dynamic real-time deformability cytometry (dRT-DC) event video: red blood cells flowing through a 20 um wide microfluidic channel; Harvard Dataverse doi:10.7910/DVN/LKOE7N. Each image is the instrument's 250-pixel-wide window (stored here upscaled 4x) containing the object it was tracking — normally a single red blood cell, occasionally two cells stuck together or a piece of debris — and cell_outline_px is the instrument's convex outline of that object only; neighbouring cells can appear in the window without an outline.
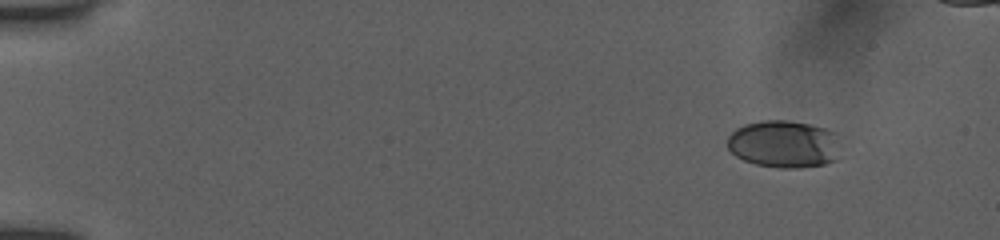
{"species": "human", "species_latin": "Homo sapiens", "temperature_condition": "room temperature", "stored_images_in_passage": 13, "camera_frame_rate_fps": 3000, "um_per_image_px": 0.085, "donor": {"sex": "female"}, "frame": {"image": 1, "passage_image": 4, "time_ms": 1.0, "image_size_px": [1000, 240], "cell_outline_px": [[836, 160], [824, 164], [800, 168], [780, 168], [756, 164], [744, 160], [736, 156], [728, 148], [728, 136], [736, 128], [744, 124], [760, 120], [788, 120], [808, 124], [824, 128], [836, 132]], "centroid_in_image_um": [66.59, 12.24], "position_along_channel_um": 18.4, "area_um2": 31.1}}
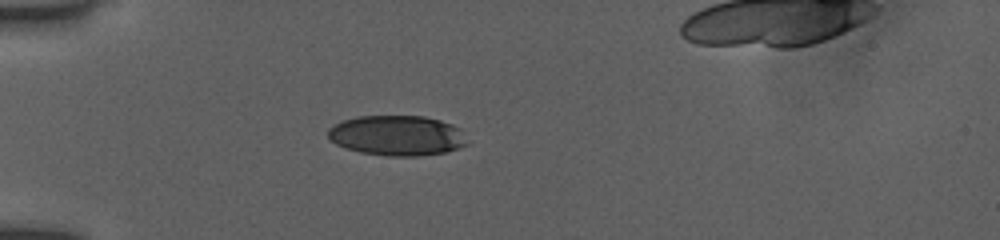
{"frame": {"image": 2, "passage_image": 10, "time_ms": 3.0, "image_size_px": [1000, 240], "cell_outline_px": [[468, 144], [444, 152], [416, 156], [388, 156], [360, 152], [344, 148], [336, 144], [328, 136], [328, 128], [340, 120], [356, 116], [424, 116], [440, 120], [452, 124], [460, 128]], "centroid_in_image_um": [33.71, 11.51], "position_along_channel_um": 51.3, "area_um2": 32.66}}
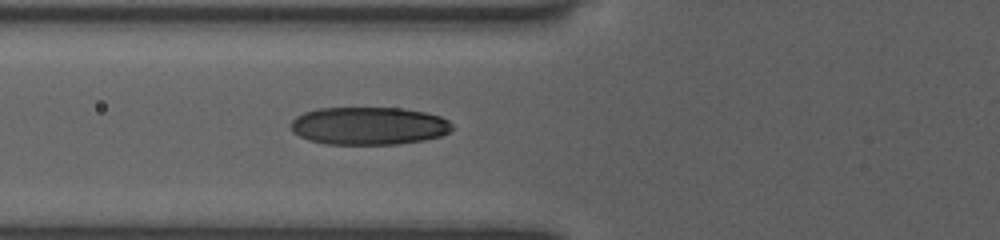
{"frame": {"image": 3, "passage_image": 13, "time_ms": 4.0, "image_size_px": [1000, 240], "cell_outline_px": [[452, 128], [448, 132], [440, 136], [424, 140], [400, 144], [324, 144], [308, 140], [292, 132], [288, 124], [296, 116], [304, 112], [320, 108], [404, 108], [424, 112], [440, 116], [448, 120], [452, 124]], "centroid_in_image_um": [31.31, 10.7], "position_along_channel_um": 94.5, "area_um2": 35.78}}